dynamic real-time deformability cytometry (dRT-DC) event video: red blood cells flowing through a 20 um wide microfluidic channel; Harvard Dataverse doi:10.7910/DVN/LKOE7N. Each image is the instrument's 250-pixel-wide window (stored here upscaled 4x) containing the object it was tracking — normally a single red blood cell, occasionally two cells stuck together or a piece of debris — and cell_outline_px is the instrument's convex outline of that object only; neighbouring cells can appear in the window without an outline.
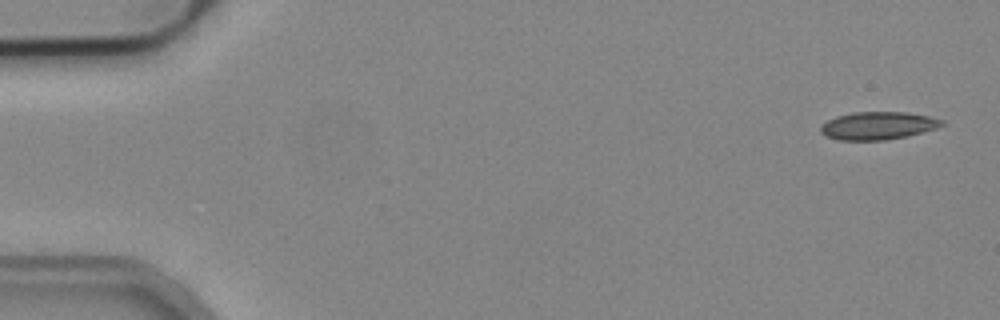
{"species": "common noctule bat (a hibernating species)", "species_latin": "Nyctalus noctula", "temperature_condition": "cold", "stored_images_in_passage": 4, "camera_frame_rate_fps": 3000, "um_per_image_px": 0.085, "animal": {"sex": "male", "body_mass_g": 19.2, "forearm_length_mm": 51.8}, "frame": {"image": 1, "passage_image": 1, "time_ms": 0.0, "image_size_px": [1000, 320], "cell_outline_px": [[948, 124], [936, 128], [908, 136], [888, 140], [836, 140], [824, 136], [820, 132], [820, 128], [828, 120], [836, 116], [856, 112], [908, 112], [928, 116], [944, 120]], "centroid_in_image_um": [74.65, 10.69], "position_along_channel_um": 10.3, "area_um2": 19.83}}
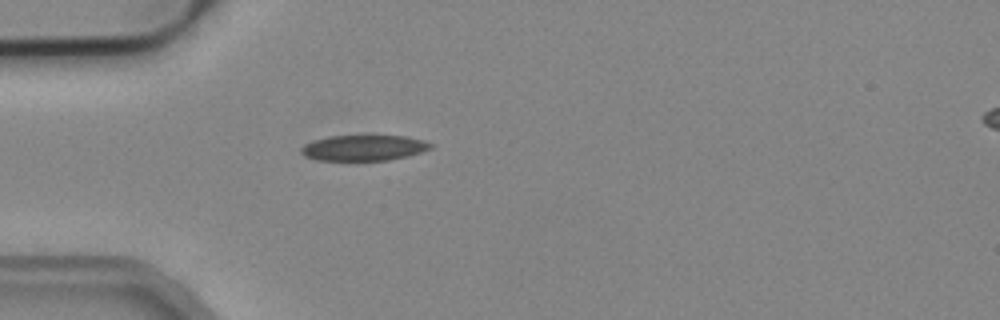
{"frame": {"image": 2, "passage_image": 4, "time_ms": 1.0, "image_size_px": [1000, 320], "cell_outline_px": [[436, 144], [432, 148], [408, 156], [388, 160], [316, 160], [304, 156], [300, 152], [300, 148], [304, 144], [312, 140], [328, 136], [408, 136], [424, 140]], "centroid_in_image_um": [30.92, 12.56], "position_along_channel_um": 54.1, "area_um2": 19.54}}